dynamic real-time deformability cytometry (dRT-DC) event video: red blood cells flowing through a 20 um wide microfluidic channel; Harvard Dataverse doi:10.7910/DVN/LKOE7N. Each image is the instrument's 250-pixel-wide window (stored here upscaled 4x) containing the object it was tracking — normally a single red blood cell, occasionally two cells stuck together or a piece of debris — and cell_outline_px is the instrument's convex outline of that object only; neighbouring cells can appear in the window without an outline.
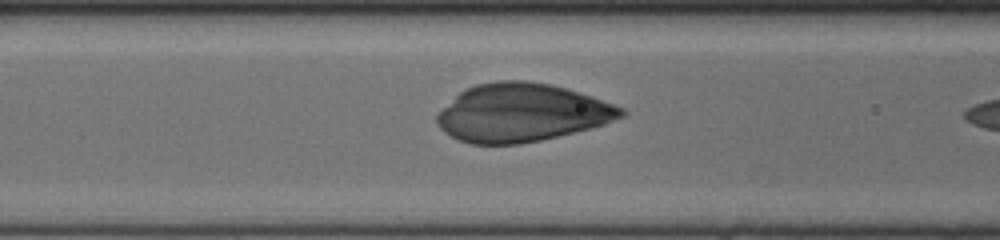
{"species": "human", "species_latin": "Homo sapiens", "temperature_condition": "cold", "stored_images_in_passage": 8, "camera_frame_rate_fps": 3000, "um_per_image_px": 0.085, "donor": {"sex": "female"}, "frame": {"image": 1, "passage_image": 7, "time_ms": 2.0, "image_size_px": [1000, 240], "cell_outline_px": [[620, 112], [592, 124], [580, 128], [548, 136], [528, 140], [496, 144], [488, 144], [468, 140], [460, 136], [456, 132], [464, 96], [468, 92], [476, 88], [496, 84], [532, 84], [552, 88], [568, 92], [592, 100], [612, 108]], "centroid_in_image_um": [44.6, 9.62], "position_along_channel_um": 122.0, "area_um2": 49.13}}